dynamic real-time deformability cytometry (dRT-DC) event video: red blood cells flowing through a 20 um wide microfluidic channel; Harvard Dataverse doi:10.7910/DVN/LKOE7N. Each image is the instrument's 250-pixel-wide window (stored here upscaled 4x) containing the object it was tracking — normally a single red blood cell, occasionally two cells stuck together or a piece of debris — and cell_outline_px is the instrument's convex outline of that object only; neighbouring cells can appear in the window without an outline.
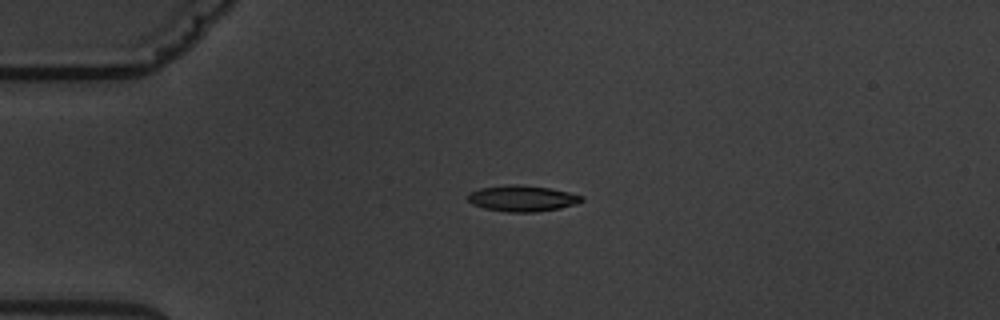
{"species": "common noctule bat (a hibernating species)", "species_latin": "Nyctalus noctula", "temperature_condition": "warm", "stored_images_in_passage": 4, "camera_frame_rate_fps": 3000, "um_per_image_px": 0.085, "animal": {"sex": "male", "body_mass_g": 19.5, "forearm_length_mm": 54.6}, "frame": {"image": 1, "passage_image": 3, "time_ms": 3.667, "image_size_px": [1000, 320], "cell_outline_px": [[584, 200], [576, 204], [560, 208], [536, 212], [508, 212], [484, 208], [472, 204], [468, 200], [468, 192], [480, 188], [504, 184], [524, 184], [548, 188], [568, 192], [584, 196]], "centroid_in_image_um": [44.38, 16.85], "position_along_channel_um": 40.6, "area_um2": 17.46}}